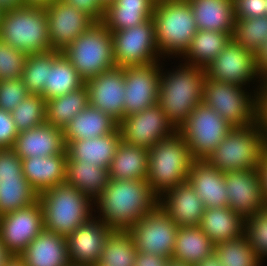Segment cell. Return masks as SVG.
<instances>
[{
    "instance_id": "3",
    "label": "cell",
    "mask_w": 267,
    "mask_h": 266,
    "mask_svg": "<svg viewBox=\"0 0 267 266\" xmlns=\"http://www.w3.org/2000/svg\"><path fill=\"white\" fill-rule=\"evenodd\" d=\"M153 19L155 39L162 60L180 59L198 31L188 1L156 0Z\"/></svg>"
},
{
    "instance_id": "55",
    "label": "cell",
    "mask_w": 267,
    "mask_h": 266,
    "mask_svg": "<svg viewBox=\"0 0 267 266\" xmlns=\"http://www.w3.org/2000/svg\"><path fill=\"white\" fill-rule=\"evenodd\" d=\"M24 5L23 0H0V8L4 11Z\"/></svg>"
},
{
    "instance_id": "60",
    "label": "cell",
    "mask_w": 267,
    "mask_h": 266,
    "mask_svg": "<svg viewBox=\"0 0 267 266\" xmlns=\"http://www.w3.org/2000/svg\"><path fill=\"white\" fill-rule=\"evenodd\" d=\"M101 3H102V5L105 7V6H107L109 3H112L113 1H115V0H99Z\"/></svg>"
},
{
    "instance_id": "24",
    "label": "cell",
    "mask_w": 267,
    "mask_h": 266,
    "mask_svg": "<svg viewBox=\"0 0 267 266\" xmlns=\"http://www.w3.org/2000/svg\"><path fill=\"white\" fill-rule=\"evenodd\" d=\"M26 266H69L67 240L43 229L20 254Z\"/></svg>"
},
{
    "instance_id": "41",
    "label": "cell",
    "mask_w": 267,
    "mask_h": 266,
    "mask_svg": "<svg viewBox=\"0 0 267 266\" xmlns=\"http://www.w3.org/2000/svg\"><path fill=\"white\" fill-rule=\"evenodd\" d=\"M232 40L255 54L267 39V16L236 19Z\"/></svg>"
},
{
    "instance_id": "11",
    "label": "cell",
    "mask_w": 267,
    "mask_h": 266,
    "mask_svg": "<svg viewBox=\"0 0 267 266\" xmlns=\"http://www.w3.org/2000/svg\"><path fill=\"white\" fill-rule=\"evenodd\" d=\"M111 33L116 66H142L161 62L153 18L137 26Z\"/></svg>"
},
{
    "instance_id": "23",
    "label": "cell",
    "mask_w": 267,
    "mask_h": 266,
    "mask_svg": "<svg viewBox=\"0 0 267 266\" xmlns=\"http://www.w3.org/2000/svg\"><path fill=\"white\" fill-rule=\"evenodd\" d=\"M225 172L206 160H194L189 170L188 182L203 201L205 208L228 207Z\"/></svg>"
},
{
    "instance_id": "21",
    "label": "cell",
    "mask_w": 267,
    "mask_h": 266,
    "mask_svg": "<svg viewBox=\"0 0 267 266\" xmlns=\"http://www.w3.org/2000/svg\"><path fill=\"white\" fill-rule=\"evenodd\" d=\"M158 204L179 227L199 226L205 210L203 201L188 181L166 191L159 197Z\"/></svg>"
},
{
    "instance_id": "32",
    "label": "cell",
    "mask_w": 267,
    "mask_h": 266,
    "mask_svg": "<svg viewBox=\"0 0 267 266\" xmlns=\"http://www.w3.org/2000/svg\"><path fill=\"white\" fill-rule=\"evenodd\" d=\"M110 180L109 170L84 161L67 160L65 183L94 201Z\"/></svg>"
},
{
    "instance_id": "12",
    "label": "cell",
    "mask_w": 267,
    "mask_h": 266,
    "mask_svg": "<svg viewBox=\"0 0 267 266\" xmlns=\"http://www.w3.org/2000/svg\"><path fill=\"white\" fill-rule=\"evenodd\" d=\"M204 70L207 78L216 81L241 85L253 90H260L262 86V80L255 68V55L232 39ZM251 82L255 84V89L250 87Z\"/></svg>"
},
{
    "instance_id": "59",
    "label": "cell",
    "mask_w": 267,
    "mask_h": 266,
    "mask_svg": "<svg viewBox=\"0 0 267 266\" xmlns=\"http://www.w3.org/2000/svg\"><path fill=\"white\" fill-rule=\"evenodd\" d=\"M167 266H191V265H189L188 263H184V262L175 260L173 258H170L167 263Z\"/></svg>"
},
{
    "instance_id": "42",
    "label": "cell",
    "mask_w": 267,
    "mask_h": 266,
    "mask_svg": "<svg viewBox=\"0 0 267 266\" xmlns=\"http://www.w3.org/2000/svg\"><path fill=\"white\" fill-rule=\"evenodd\" d=\"M46 101L41 95L30 94L11 112L16 129L27 131L46 122Z\"/></svg>"
},
{
    "instance_id": "51",
    "label": "cell",
    "mask_w": 267,
    "mask_h": 266,
    "mask_svg": "<svg viewBox=\"0 0 267 266\" xmlns=\"http://www.w3.org/2000/svg\"><path fill=\"white\" fill-rule=\"evenodd\" d=\"M169 259L166 256L137 251L133 266H167Z\"/></svg>"
},
{
    "instance_id": "25",
    "label": "cell",
    "mask_w": 267,
    "mask_h": 266,
    "mask_svg": "<svg viewBox=\"0 0 267 266\" xmlns=\"http://www.w3.org/2000/svg\"><path fill=\"white\" fill-rule=\"evenodd\" d=\"M22 160V173L39 194L65 182L66 149L57 155L28 157Z\"/></svg>"
},
{
    "instance_id": "29",
    "label": "cell",
    "mask_w": 267,
    "mask_h": 266,
    "mask_svg": "<svg viewBox=\"0 0 267 266\" xmlns=\"http://www.w3.org/2000/svg\"><path fill=\"white\" fill-rule=\"evenodd\" d=\"M119 123L108 114L88 105L64 128V142L88 140L114 132Z\"/></svg>"
},
{
    "instance_id": "33",
    "label": "cell",
    "mask_w": 267,
    "mask_h": 266,
    "mask_svg": "<svg viewBox=\"0 0 267 266\" xmlns=\"http://www.w3.org/2000/svg\"><path fill=\"white\" fill-rule=\"evenodd\" d=\"M214 246L199 226L178 227L172 258L195 266L214 253Z\"/></svg>"
},
{
    "instance_id": "20",
    "label": "cell",
    "mask_w": 267,
    "mask_h": 266,
    "mask_svg": "<svg viewBox=\"0 0 267 266\" xmlns=\"http://www.w3.org/2000/svg\"><path fill=\"white\" fill-rule=\"evenodd\" d=\"M112 229L92 216L66 237L71 265L97 266L104 242Z\"/></svg>"
},
{
    "instance_id": "47",
    "label": "cell",
    "mask_w": 267,
    "mask_h": 266,
    "mask_svg": "<svg viewBox=\"0 0 267 266\" xmlns=\"http://www.w3.org/2000/svg\"><path fill=\"white\" fill-rule=\"evenodd\" d=\"M267 0H233L235 19L266 16Z\"/></svg>"
},
{
    "instance_id": "43",
    "label": "cell",
    "mask_w": 267,
    "mask_h": 266,
    "mask_svg": "<svg viewBox=\"0 0 267 266\" xmlns=\"http://www.w3.org/2000/svg\"><path fill=\"white\" fill-rule=\"evenodd\" d=\"M244 234L256 256L264 263L267 259V206L245 219Z\"/></svg>"
},
{
    "instance_id": "17",
    "label": "cell",
    "mask_w": 267,
    "mask_h": 266,
    "mask_svg": "<svg viewBox=\"0 0 267 266\" xmlns=\"http://www.w3.org/2000/svg\"><path fill=\"white\" fill-rule=\"evenodd\" d=\"M228 207L244 219L266 207L260 169L226 171Z\"/></svg>"
},
{
    "instance_id": "45",
    "label": "cell",
    "mask_w": 267,
    "mask_h": 266,
    "mask_svg": "<svg viewBox=\"0 0 267 266\" xmlns=\"http://www.w3.org/2000/svg\"><path fill=\"white\" fill-rule=\"evenodd\" d=\"M29 95L21 78L0 80V109L12 112Z\"/></svg>"
},
{
    "instance_id": "10",
    "label": "cell",
    "mask_w": 267,
    "mask_h": 266,
    "mask_svg": "<svg viewBox=\"0 0 267 266\" xmlns=\"http://www.w3.org/2000/svg\"><path fill=\"white\" fill-rule=\"evenodd\" d=\"M232 128L217 112L201 102L177 131L186 141L193 160H207Z\"/></svg>"
},
{
    "instance_id": "7",
    "label": "cell",
    "mask_w": 267,
    "mask_h": 266,
    "mask_svg": "<svg viewBox=\"0 0 267 266\" xmlns=\"http://www.w3.org/2000/svg\"><path fill=\"white\" fill-rule=\"evenodd\" d=\"M0 40L27 55L52 50L45 7L22 5L4 11Z\"/></svg>"
},
{
    "instance_id": "48",
    "label": "cell",
    "mask_w": 267,
    "mask_h": 266,
    "mask_svg": "<svg viewBox=\"0 0 267 266\" xmlns=\"http://www.w3.org/2000/svg\"><path fill=\"white\" fill-rule=\"evenodd\" d=\"M18 134L11 112L0 109V149H12Z\"/></svg>"
},
{
    "instance_id": "38",
    "label": "cell",
    "mask_w": 267,
    "mask_h": 266,
    "mask_svg": "<svg viewBox=\"0 0 267 266\" xmlns=\"http://www.w3.org/2000/svg\"><path fill=\"white\" fill-rule=\"evenodd\" d=\"M61 54L62 51L49 50L27 55L21 79L30 94H42L48 81L49 68Z\"/></svg>"
},
{
    "instance_id": "30",
    "label": "cell",
    "mask_w": 267,
    "mask_h": 266,
    "mask_svg": "<svg viewBox=\"0 0 267 266\" xmlns=\"http://www.w3.org/2000/svg\"><path fill=\"white\" fill-rule=\"evenodd\" d=\"M199 227L217 244L242 236L245 219L229 207L205 208Z\"/></svg>"
},
{
    "instance_id": "22",
    "label": "cell",
    "mask_w": 267,
    "mask_h": 266,
    "mask_svg": "<svg viewBox=\"0 0 267 266\" xmlns=\"http://www.w3.org/2000/svg\"><path fill=\"white\" fill-rule=\"evenodd\" d=\"M65 149L63 130L46 122L19 132L12 147L20 159L57 155Z\"/></svg>"
},
{
    "instance_id": "50",
    "label": "cell",
    "mask_w": 267,
    "mask_h": 266,
    "mask_svg": "<svg viewBox=\"0 0 267 266\" xmlns=\"http://www.w3.org/2000/svg\"><path fill=\"white\" fill-rule=\"evenodd\" d=\"M258 122L267 143V79L262 81L258 92Z\"/></svg>"
},
{
    "instance_id": "39",
    "label": "cell",
    "mask_w": 267,
    "mask_h": 266,
    "mask_svg": "<svg viewBox=\"0 0 267 266\" xmlns=\"http://www.w3.org/2000/svg\"><path fill=\"white\" fill-rule=\"evenodd\" d=\"M38 200V193L25 177L3 179L0 183V216L27 207Z\"/></svg>"
},
{
    "instance_id": "46",
    "label": "cell",
    "mask_w": 267,
    "mask_h": 266,
    "mask_svg": "<svg viewBox=\"0 0 267 266\" xmlns=\"http://www.w3.org/2000/svg\"><path fill=\"white\" fill-rule=\"evenodd\" d=\"M24 177L22 160L12 149H0V183L3 179Z\"/></svg>"
},
{
    "instance_id": "31",
    "label": "cell",
    "mask_w": 267,
    "mask_h": 266,
    "mask_svg": "<svg viewBox=\"0 0 267 266\" xmlns=\"http://www.w3.org/2000/svg\"><path fill=\"white\" fill-rule=\"evenodd\" d=\"M149 151L143 147L128 144L123 140L118 145L109 166L110 179L144 180L148 176Z\"/></svg>"
},
{
    "instance_id": "28",
    "label": "cell",
    "mask_w": 267,
    "mask_h": 266,
    "mask_svg": "<svg viewBox=\"0 0 267 266\" xmlns=\"http://www.w3.org/2000/svg\"><path fill=\"white\" fill-rule=\"evenodd\" d=\"M199 30L228 33L232 36L235 19L233 0H188Z\"/></svg>"
},
{
    "instance_id": "15",
    "label": "cell",
    "mask_w": 267,
    "mask_h": 266,
    "mask_svg": "<svg viewBox=\"0 0 267 266\" xmlns=\"http://www.w3.org/2000/svg\"><path fill=\"white\" fill-rule=\"evenodd\" d=\"M44 229L43 210L35 203L0 216V239L8 251L15 256Z\"/></svg>"
},
{
    "instance_id": "27",
    "label": "cell",
    "mask_w": 267,
    "mask_h": 266,
    "mask_svg": "<svg viewBox=\"0 0 267 266\" xmlns=\"http://www.w3.org/2000/svg\"><path fill=\"white\" fill-rule=\"evenodd\" d=\"M156 0H115L105 6L101 23L111 32L137 26L153 18Z\"/></svg>"
},
{
    "instance_id": "61",
    "label": "cell",
    "mask_w": 267,
    "mask_h": 266,
    "mask_svg": "<svg viewBox=\"0 0 267 266\" xmlns=\"http://www.w3.org/2000/svg\"><path fill=\"white\" fill-rule=\"evenodd\" d=\"M3 15H4V10L0 8V26H1V23H2Z\"/></svg>"
},
{
    "instance_id": "14",
    "label": "cell",
    "mask_w": 267,
    "mask_h": 266,
    "mask_svg": "<svg viewBox=\"0 0 267 266\" xmlns=\"http://www.w3.org/2000/svg\"><path fill=\"white\" fill-rule=\"evenodd\" d=\"M118 127L124 142L148 150L177 131L158 104L124 117Z\"/></svg>"
},
{
    "instance_id": "44",
    "label": "cell",
    "mask_w": 267,
    "mask_h": 266,
    "mask_svg": "<svg viewBox=\"0 0 267 266\" xmlns=\"http://www.w3.org/2000/svg\"><path fill=\"white\" fill-rule=\"evenodd\" d=\"M27 54L0 40V80L21 78Z\"/></svg>"
},
{
    "instance_id": "9",
    "label": "cell",
    "mask_w": 267,
    "mask_h": 266,
    "mask_svg": "<svg viewBox=\"0 0 267 266\" xmlns=\"http://www.w3.org/2000/svg\"><path fill=\"white\" fill-rule=\"evenodd\" d=\"M62 53L85 82L116 66L112 33L101 22H94Z\"/></svg>"
},
{
    "instance_id": "26",
    "label": "cell",
    "mask_w": 267,
    "mask_h": 266,
    "mask_svg": "<svg viewBox=\"0 0 267 266\" xmlns=\"http://www.w3.org/2000/svg\"><path fill=\"white\" fill-rule=\"evenodd\" d=\"M121 141L122 136L118 127L110 134L65 143L67 160L84 161L109 169Z\"/></svg>"
},
{
    "instance_id": "36",
    "label": "cell",
    "mask_w": 267,
    "mask_h": 266,
    "mask_svg": "<svg viewBox=\"0 0 267 266\" xmlns=\"http://www.w3.org/2000/svg\"><path fill=\"white\" fill-rule=\"evenodd\" d=\"M85 84L72 63L63 55L55 60L49 68L48 81L41 96L48 101L52 98L63 96Z\"/></svg>"
},
{
    "instance_id": "16",
    "label": "cell",
    "mask_w": 267,
    "mask_h": 266,
    "mask_svg": "<svg viewBox=\"0 0 267 266\" xmlns=\"http://www.w3.org/2000/svg\"><path fill=\"white\" fill-rule=\"evenodd\" d=\"M160 62L124 68V117L141 112L157 104Z\"/></svg>"
},
{
    "instance_id": "6",
    "label": "cell",
    "mask_w": 267,
    "mask_h": 266,
    "mask_svg": "<svg viewBox=\"0 0 267 266\" xmlns=\"http://www.w3.org/2000/svg\"><path fill=\"white\" fill-rule=\"evenodd\" d=\"M267 148L259 122L233 127L207 162L220 171L260 169Z\"/></svg>"
},
{
    "instance_id": "58",
    "label": "cell",
    "mask_w": 267,
    "mask_h": 266,
    "mask_svg": "<svg viewBox=\"0 0 267 266\" xmlns=\"http://www.w3.org/2000/svg\"><path fill=\"white\" fill-rule=\"evenodd\" d=\"M55 0H23L24 5L46 7L49 3Z\"/></svg>"
},
{
    "instance_id": "13",
    "label": "cell",
    "mask_w": 267,
    "mask_h": 266,
    "mask_svg": "<svg viewBox=\"0 0 267 266\" xmlns=\"http://www.w3.org/2000/svg\"><path fill=\"white\" fill-rule=\"evenodd\" d=\"M178 227L158 204L128 231L137 251L172 258Z\"/></svg>"
},
{
    "instance_id": "34",
    "label": "cell",
    "mask_w": 267,
    "mask_h": 266,
    "mask_svg": "<svg viewBox=\"0 0 267 266\" xmlns=\"http://www.w3.org/2000/svg\"><path fill=\"white\" fill-rule=\"evenodd\" d=\"M231 39V35L228 33L198 29L180 60L190 65L206 68Z\"/></svg>"
},
{
    "instance_id": "54",
    "label": "cell",
    "mask_w": 267,
    "mask_h": 266,
    "mask_svg": "<svg viewBox=\"0 0 267 266\" xmlns=\"http://www.w3.org/2000/svg\"><path fill=\"white\" fill-rule=\"evenodd\" d=\"M195 266H222V263L213 253L210 256L202 259V261L198 262Z\"/></svg>"
},
{
    "instance_id": "5",
    "label": "cell",
    "mask_w": 267,
    "mask_h": 266,
    "mask_svg": "<svg viewBox=\"0 0 267 266\" xmlns=\"http://www.w3.org/2000/svg\"><path fill=\"white\" fill-rule=\"evenodd\" d=\"M147 181L159 198L166 191L188 181L193 158L186 141L176 131L149 150Z\"/></svg>"
},
{
    "instance_id": "18",
    "label": "cell",
    "mask_w": 267,
    "mask_h": 266,
    "mask_svg": "<svg viewBox=\"0 0 267 266\" xmlns=\"http://www.w3.org/2000/svg\"><path fill=\"white\" fill-rule=\"evenodd\" d=\"M45 10L52 50L63 51L94 24V21L87 14L63 0L49 3Z\"/></svg>"
},
{
    "instance_id": "56",
    "label": "cell",
    "mask_w": 267,
    "mask_h": 266,
    "mask_svg": "<svg viewBox=\"0 0 267 266\" xmlns=\"http://www.w3.org/2000/svg\"><path fill=\"white\" fill-rule=\"evenodd\" d=\"M13 256L0 239V266H3L5 262Z\"/></svg>"
},
{
    "instance_id": "37",
    "label": "cell",
    "mask_w": 267,
    "mask_h": 266,
    "mask_svg": "<svg viewBox=\"0 0 267 266\" xmlns=\"http://www.w3.org/2000/svg\"><path fill=\"white\" fill-rule=\"evenodd\" d=\"M136 245L129 231L112 230L106 238L97 266H133Z\"/></svg>"
},
{
    "instance_id": "40",
    "label": "cell",
    "mask_w": 267,
    "mask_h": 266,
    "mask_svg": "<svg viewBox=\"0 0 267 266\" xmlns=\"http://www.w3.org/2000/svg\"><path fill=\"white\" fill-rule=\"evenodd\" d=\"M214 254L222 266H263L245 234L230 241L215 244Z\"/></svg>"
},
{
    "instance_id": "2",
    "label": "cell",
    "mask_w": 267,
    "mask_h": 266,
    "mask_svg": "<svg viewBox=\"0 0 267 266\" xmlns=\"http://www.w3.org/2000/svg\"><path fill=\"white\" fill-rule=\"evenodd\" d=\"M160 66L157 104L178 130L190 113L202 102L206 73L204 68L179 61L176 68L166 70ZM163 63V64H162Z\"/></svg>"
},
{
    "instance_id": "8",
    "label": "cell",
    "mask_w": 267,
    "mask_h": 266,
    "mask_svg": "<svg viewBox=\"0 0 267 266\" xmlns=\"http://www.w3.org/2000/svg\"><path fill=\"white\" fill-rule=\"evenodd\" d=\"M258 92L259 90L206 77L202 102L231 126L244 127L258 121Z\"/></svg>"
},
{
    "instance_id": "35",
    "label": "cell",
    "mask_w": 267,
    "mask_h": 266,
    "mask_svg": "<svg viewBox=\"0 0 267 266\" xmlns=\"http://www.w3.org/2000/svg\"><path fill=\"white\" fill-rule=\"evenodd\" d=\"M89 105L85 84L63 96L46 101V123L64 130L69 122Z\"/></svg>"
},
{
    "instance_id": "53",
    "label": "cell",
    "mask_w": 267,
    "mask_h": 266,
    "mask_svg": "<svg viewBox=\"0 0 267 266\" xmlns=\"http://www.w3.org/2000/svg\"><path fill=\"white\" fill-rule=\"evenodd\" d=\"M262 176L263 198L267 206V148L264 153V158L260 166Z\"/></svg>"
},
{
    "instance_id": "57",
    "label": "cell",
    "mask_w": 267,
    "mask_h": 266,
    "mask_svg": "<svg viewBox=\"0 0 267 266\" xmlns=\"http://www.w3.org/2000/svg\"><path fill=\"white\" fill-rule=\"evenodd\" d=\"M3 266H26L25 262L20 256H11Z\"/></svg>"
},
{
    "instance_id": "4",
    "label": "cell",
    "mask_w": 267,
    "mask_h": 266,
    "mask_svg": "<svg viewBox=\"0 0 267 266\" xmlns=\"http://www.w3.org/2000/svg\"><path fill=\"white\" fill-rule=\"evenodd\" d=\"M38 200L44 228L58 235L69 236L94 216L93 201L65 182L39 193Z\"/></svg>"
},
{
    "instance_id": "19",
    "label": "cell",
    "mask_w": 267,
    "mask_h": 266,
    "mask_svg": "<svg viewBox=\"0 0 267 266\" xmlns=\"http://www.w3.org/2000/svg\"><path fill=\"white\" fill-rule=\"evenodd\" d=\"M89 105L111 116L118 123L124 118V68L113 66L85 82Z\"/></svg>"
},
{
    "instance_id": "52",
    "label": "cell",
    "mask_w": 267,
    "mask_h": 266,
    "mask_svg": "<svg viewBox=\"0 0 267 266\" xmlns=\"http://www.w3.org/2000/svg\"><path fill=\"white\" fill-rule=\"evenodd\" d=\"M255 55V68L259 78L263 81L267 79V39L260 46Z\"/></svg>"
},
{
    "instance_id": "49",
    "label": "cell",
    "mask_w": 267,
    "mask_h": 266,
    "mask_svg": "<svg viewBox=\"0 0 267 266\" xmlns=\"http://www.w3.org/2000/svg\"><path fill=\"white\" fill-rule=\"evenodd\" d=\"M87 14L94 22H101L105 7L99 0H63Z\"/></svg>"
},
{
    "instance_id": "1",
    "label": "cell",
    "mask_w": 267,
    "mask_h": 266,
    "mask_svg": "<svg viewBox=\"0 0 267 266\" xmlns=\"http://www.w3.org/2000/svg\"><path fill=\"white\" fill-rule=\"evenodd\" d=\"M158 200L146 179H110L93 201L94 216L112 230L128 231L158 205Z\"/></svg>"
}]
</instances>
